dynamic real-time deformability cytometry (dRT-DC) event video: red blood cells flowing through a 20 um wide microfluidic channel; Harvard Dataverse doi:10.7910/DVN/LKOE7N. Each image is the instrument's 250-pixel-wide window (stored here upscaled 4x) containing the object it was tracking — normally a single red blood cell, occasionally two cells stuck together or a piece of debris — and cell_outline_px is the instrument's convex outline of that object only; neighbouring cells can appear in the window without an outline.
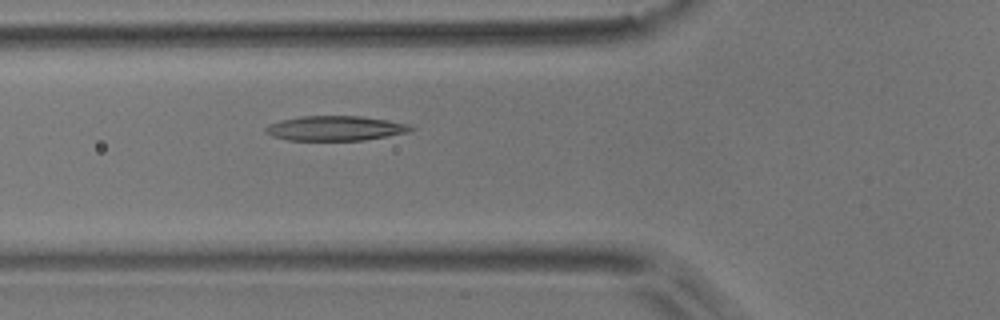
{"species": "common noctule bat (a hibernating species)", "species_latin": "Nyctalus noctula", "temperature_condition": "room temperature", "stored_images_in_passage": 2, "camera_frame_rate_fps": 3000, "um_per_image_px": 0.085, "animal": {"sex": "male", "body_mass_g": 17.9}, "frame": {"image": 1, "passage_image": 2, "time_ms": 0.333, "image_size_px": [1000, 320], "cell_outline_px": [[416, 128], [412, 132], [364, 140], [288, 140], [272, 136], [264, 132], [264, 128], [268, 124], [280, 120], [300, 116], [360, 116], [388, 120], [408, 124]], "centroid_in_image_um": [28.51, 10.9], "position_along_channel_um": 97.3, "area_um2": 21.15}}